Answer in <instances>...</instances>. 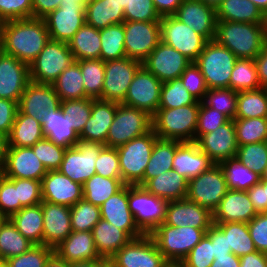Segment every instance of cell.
Returning <instances> with one entry per match:
<instances>
[{
	"mask_svg": "<svg viewBox=\"0 0 267 267\" xmlns=\"http://www.w3.org/2000/svg\"><path fill=\"white\" fill-rule=\"evenodd\" d=\"M4 53L30 65L50 40L44 19L9 20L2 24Z\"/></svg>",
	"mask_w": 267,
	"mask_h": 267,
	"instance_id": "obj_1",
	"label": "cell"
},
{
	"mask_svg": "<svg viewBox=\"0 0 267 267\" xmlns=\"http://www.w3.org/2000/svg\"><path fill=\"white\" fill-rule=\"evenodd\" d=\"M214 40L237 58L254 60L267 42V24L217 20Z\"/></svg>",
	"mask_w": 267,
	"mask_h": 267,
	"instance_id": "obj_2",
	"label": "cell"
},
{
	"mask_svg": "<svg viewBox=\"0 0 267 267\" xmlns=\"http://www.w3.org/2000/svg\"><path fill=\"white\" fill-rule=\"evenodd\" d=\"M200 102L178 108H159L152 116V129L159 139L195 141Z\"/></svg>",
	"mask_w": 267,
	"mask_h": 267,
	"instance_id": "obj_3",
	"label": "cell"
},
{
	"mask_svg": "<svg viewBox=\"0 0 267 267\" xmlns=\"http://www.w3.org/2000/svg\"><path fill=\"white\" fill-rule=\"evenodd\" d=\"M208 230L191 226L173 227L162 223L149 235L154 239L164 258L172 266H178Z\"/></svg>",
	"mask_w": 267,
	"mask_h": 267,
	"instance_id": "obj_4",
	"label": "cell"
},
{
	"mask_svg": "<svg viewBox=\"0 0 267 267\" xmlns=\"http://www.w3.org/2000/svg\"><path fill=\"white\" fill-rule=\"evenodd\" d=\"M157 139L158 136L151 129L148 133L116 147L121 179L125 185L136 186L143 179Z\"/></svg>",
	"mask_w": 267,
	"mask_h": 267,
	"instance_id": "obj_5",
	"label": "cell"
},
{
	"mask_svg": "<svg viewBox=\"0 0 267 267\" xmlns=\"http://www.w3.org/2000/svg\"><path fill=\"white\" fill-rule=\"evenodd\" d=\"M238 58L215 40L208 41L194 62L208 89L229 88L231 73Z\"/></svg>",
	"mask_w": 267,
	"mask_h": 267,
	"instance_id": "obj_6",
	"label": "cell"
},
{
	"mask_svg": "<svg viewBox=\"0 0 267 267\" xmlns=\"http://www.w3.org/2000/svg\"><path fill=\"white\" fill-rule=\"evenodd\" d=\"M151 129L152 116L146 111L119 103L104 146L116 148Z\"/></svg>",
	"mask_w": 267,
	"mask_h": 267,
	"instance_id": "obj_7",
	"label": "cell"
},
{
	"mask_svg": "<svg viewBox=\"0 0 267 267\" xmlns=\"http://www.w3.org/2000/svg\"><path fill=\"white\" fill-rule=\"evenodd\" d=\"M75 62L68 43L49 40L29 65L30 81L53 84L61 72Z\"/></svg>",
	"mask_w": 267,
	"mask_h": 267,
	"instance_id": "obj_8",
	"label": "cell"
},
{
	"mask_svg": "<svg viewBox=\"0 0 267 267\" xmlns=\"http://www.w3.org/2000/svg\"><path fill=\"white\" fill-rule=\"evenodd\" d=\"M228 190L221 166L214 164L188 181L187 199L213 213Z\"/></svg>",
	"mask_w": 267,
	"mask_h": 267,
	"instance_id": "obj_9",
	"label": "cell"
},
{
	"mask_svg": "<svg viewBox=\"0 0 267 267\" xmlns=\"http://www.w3.org/2000/svg\"><path fill=\"white\" fill-rule=\"evenodd\" d=\"M108 260L115 267H172L149 234L132 239Z\"/></svg>",
	"mask_w": 267,
	"mask_h": 267,
	"instance_id": "obj_10",
	"label": "cell"
},
{
	"mask_svg": "<svg viewBox=\"0 0 267 267\" xmlns=\"http://www.w3.org/2000/svg\"><path fill=\"white\" fill-rule=\"evenodd\" d=\"M104 147L100 143L79 140L75 146L66 148L58 170L72 181L83 185L96 174L95 161Z\"/></svg>",
	"mask_w": 267,
	"mask_h": 267,
	"instance_id": "obj_11",
	"label": "cell"
},
{
	"mask_svg": "<svg viewBox=\"0 0 267 267\" xmlns=\"http://www.w3.org/2000/svg\"><path fill=\"white\" fill-rule=\"evenodd\" d=\"M167 201L152 195L143 187L128 185V205L139 228L150 234L165 219Z\"/></svg>",
	"mask_w": 267,
	"mask_h": 267,
	"instance_id": "obj_12",
	"label": "cell"
},
{
	"mask_svg": "<svg viewBox=\"0 0 267 267\" xmlns=\"http://www.w3.org/2000/svg\"><path fill=\"white\" fill-rule=\"evenodd\" d=\"M161 41L195 62L208 42L173 15L162 16L160 21Z\"/></svg>",
	"mask_w": 267,
	"mask_h": 267,
	"instance_id": "obj_13",
	"label": "cell"
},
{
	"mask_svg": "<svg viewBox=\"0 0 267 267\" xmlns=\"http://www.w3.org/2000/svg\"><path fill=\"white\" fill-rule=\"evenodd\" d=\"M161 87L162 82L142 65L135 73L121 103L153 116L159 109Z\"/></svg>",
	"mask_w": 267,
	"mask_h": 267,
	"instance_id": "obj_14",
	"label": "cell"
},
{
	"mask_svg": "<svg viewBox=\"0 0 267 267\" xmlns=\"http://www.w3.org/2000/svg\"><path fill=\"white\" fill-rule=\"evenodd\" d=\"M126 57L143 62L161 42L160 22L124 21Z\"/></svg>",
	"mask_w": 267,
	"mask_h": 267,
	"instance_id": "obj_15",
	"label": "cell"
},
{
	"mask_svg": "<svg viewBox=\"0 0 267 267\" xmlns=\"http://www.w3.org/2000/svg\"><path fill=\"white\" fill-rule=\"evenodd\" d=\"M142 62L128 57L105 61L102 100L121 103Z\"/></svg>",
	"mask_w": 267,
	"mask_h": 267,
	"instance_id": "obj_16",
	"label": "cell"
},
{
	"mask_svg": "<svg viewBox=\"0 0 267 267\" xmlns=\"http://www.w3.org/2000/svg\"><path fill=\"white\" fill-rule=\"evenodd\" d=\"M43 19L51 40L68 43L86 23L85 6L82 3H61Z\"/></svg>",
	"mask_w": 267,
	"mask_h": 267,
	"instance_id": "obj_17",
	"label": "cell"
},
{
	"mask_svg": "<svg viewBox=\"0 0 267 267\" xmlns=\"http://www.w3.org/2000/svg\"><path fill=\"white\" fill-rule=\"evenodd\" d=\"M190 63L182 53L161 41L142 65L163 83L179 79Z\"/></svg>",
	"mask_w": 267,
	"mask_h": 267,
	"instance_id": "obj_18",
	"label": "cell"
},
{
	"mask_svg": "<svg viewBox=\"0 0 267 267\" xmlns=\"http://www.w3.org/2000/svg\"><path fill=\"white\" fill-rule=\"evenodd\" d=\"M195 142L214 164L234 158L238 149L234 121L229 120L214 131L201 135Z\"/></svg>",
	"mask_w": 267,
	"mask_h": 267,
	"instance_id": "obj_19",
	"label": "cell"
},
{
	"mask_svg": "<svg viewBox=\"0 0 267 267\" xmlns=\"http://www.w3.org/2000/svg\"><path fill=\"white\" fill-rule=\"evenodd\" d=\"M163 223L173 227L209 229L213 225V213L187 198L167 201Z\"/></svg>",
	"mask_w": 267,
	"mask_h": 267,
	"instance_id": "obj_20",
	"label": "cell"
},
{
	"mask_svg": "<svg viewBox=\"0 0 267 267\" xmlns=\"http://www.w3.org/2000/svg\"><path fill=\"white\" fill-rule=\"evenodd\" d=\"M61 100L52 84H41L30 81L18 103V110L22 114L37 119L42 124L43 116H47L50 109H59Z\"/></svg>",
	"mask_w": 267,
	"mask_h": 267,
	"instance_id": "obj_21",
	"label": "cell"
},
{
	"mask_svg": "<svg viewBox=\"0 0 267 267\" xmlns=\"http://www.w3.org/2000/svg\"><path fill=\"white\" fill-rule=\"evenodd\" d=\"M29 82V65L3 53L0 56V98L19 103Z\"/></svg>",
	"mask_w": 267,
	"mask_h": 267,
	"instance_id": "obj_22",
	"label": "cell"
},
{
	"mask_svg": "<svg viewBox=\"0 0 267 267\" xmlns=\"http://www.w3.org/2000/svg\"><path fill=\"white\" fill-rule=\"evenodd\" d=\"M173 16L189 26L207 41H212L216 34V9L198 0H183Z\"/></svg>",
	"mask_w": 267,
	"mask_h": 267,
	"instance_id": "obj_23",
	"label": "cell"
},
{
	"mask_svg": "<svg viewBox=\"0 0 267 267\" xmlns=\"http://www.w3.org/2000/svg\"><path fill=\"white\" fill-rule=\"evenodd\" d=\"M101 218L124 230L132 239H137L145 233L137 225L134 215L128 205V185L109 197L100 206Z\"/></svg>",
	"mask_w": 267,
	"mask_h": 267,
	"instance_id": "obj_24",
	"label": "cell"
},
{
	"mask_svg": "<svg viewBox=\"0 0 267 267\" xmlns=\"http://www.w3.org/2000/svg\"><path fill=\"white\" fill-rule=\"evenodd\" d=\"M47 172L31 147H7L5 167L2 172L7 178L42 181Z\"/></svg>",
	"mask_w": 267,
	"mask_h": 267,
	"instance_id": "obj_25",
	"label": "cell"
},
{
	"mask_svg": "<svg viewBox=\"0 0 267 267\" xmlns=\"http://www.w3.org/2000/svg\"><path fill=\"white\" fill-rule=\"evenodd\" d=\"M42 199L54 204L72 207L83 199V187L59 170H50L41 181Z\"/></svg>",
	"mask_w": 267,
	"mask_h": 267,
	"instance_id": "obj_26",
	"label": "cell"
},
{
	"mask_svg": "<svg viewBox=\"0 0 267 267\" xmlns=\"http://www.w3.org/2000/svg\"><path fill=\"white\" fill-rule=\"evenodd\" d=\"M43 245L56 248L72 232L71 208L42 201Z\"/></svg>",
	"mask_w": 267,
	"mask_h": 267,
	"instance_id": "obj_27",
	"label": "cell"
},
{
	"mask_svg": "<svg viewBox=\"0 0 267 267\" xmlns=\"http://www.w3.org/2000/svg\"><path fill=\"white\" fill-rule=\"evenodd\" d=\"M257 214L247 191L229 189L213 211V223H248Z\"/></svg>",
	"mask_w": 267,
	"mask_h": 267,
	"instance_id": "obj_28",
	"label": "cell"
},
{
	"mask_svg": "<svg viewBox=\"0 0 267 267\" xmlns=\"http://www.w3.org/2000/svg\"><path fill=\"white\" fill-rule=\"evenodd\" d=\"M118 102L92 98V110L89 120L79 135V140L105 145L108 130L114 120Z\"/></svg>",
	"mask_w": 267,
	"mask_h": 267,
	"instance_id": "obj_29",
	"label": "cell"
},
{
	"mask_svg": "<svg viewBox=\"0 0 267 267\" xmlns=\"http://www.w3.org/2000/svg\"><path fill=\"white\" fill-rule=\"evenodd\" d=\"M54 253L68 263L103 259L97 252L93 234L90 231H72L63 242L54 248Z\"/></svg>",
	"mask_w": 267,
	"mask_h": 267,
	"instance_id": "obj_30",
	"label": "cell"
},
{
	"mask_svg": "<svg viewBox=\"0 0 267 267\" xmlns=\"http://www.w3.org/2000/svg\"><path fill=\"white\" fill-rule=\"evenodd\" d=\"M173 170L188 181L208 170L214 163L207 154L199 149L197 143L180 142L172 161Z\"/></svg>",
	"mask_w": 267,
	"mask_h": 267,
	"instance_id": "obj_31",
	"label": "cell"
},
{
	"mask_svg": "<svg viewBox=\"0 0 267 267\" xmlns=\"http://www.w3.org/2000/svg\"><path fill=\"white\" fill-rule=\"evenodd\" d=\"M43 132L46 138L64 148L75 146L79 136L74 131L72 122L63 113L62 108L50 109L42 118Z\"/></svg>",
	"mask_w": 267,
	"mask_h": 267,
	"instance_id": "obj_32",
	"label": "cell"
},
{
	"mask_svg": "<svg viewBox=\"0 0 267 267\" xmlns=\"http://www.w3.org/2000/svg\"><path fill=\"white\" fill-rule=\"evenodd\" d=\"M142 187L166 201L186 199L188 194V180L173 169L149 179Z\"/></svg>",
	"mask_w": 267,
	"mask_h": 267,
	"instance_id": "obj_33",
	"label": "cell"
},
{
	"mask_svg": "<svg viewBox=\"0 0 267 267\" xmlns=\"http://www.w3.org/2000/svg\"><path fill=\"white\" fill-rule=\"evenodd\" d=\"M92 234L97 252L103 259H110L132 240L124 230L102 218L93 227Z\"/></svg>",
	"mask_w": 267,
	"mask_h": 267,
	"instance_id": "obj_34",
	"label": "cell"
},
{
	"mask_svg": "<svg viewBox=\"0 0 267 267\" xmlns=\"http://www.w3.org/2000/svg\"><path fill=\"white\" fill-rule=\"evenodd\" d=\"M86 24L98 30L123 23L124 10L119 0H88L85 6Z\"/></svg>",
	"mask_w": 267,
	"mask_h": 267,
	"instance_id": "obj_35",
	"label": "cell"
},
{
	"mask_svg": "<svg viewBox=\"0 0 267 267\" xmlns=\"http://www.w3.org/2000/svg\"><path fill=\"white\" fill-rule=\"evenodd\" d=\"M221 21L267 24V17L250 0H223L216 8Z\"/></svg>",
	"mask_w": 267,
	"mask_h": 267,
	"instance_id": "obj_36",
	"label": "cell"
},
{
	"mask_svg": "<svg viewBox=\"0 0 267 267\" xmlns=\"http://www.w3.org/2000/svg\"><path fill=\"white\" fill-rule=\"evenodd\" d=\"M45 137L41 122L17 110L10 134L7 136L10 147H32Z\"/></svg>",
	"mask_w": 267,
	"mask_h": 267,
	"instance_id": "obj_37",
	"label": "cell"
},
{
	"mask_svg": "<svg viewBox=\"0 0 267 267\" xmlns=\"http://www.w3.org/2000/svg\"><path fill=\"white\" fill-rule=\"evenodd\" d=\"M178 148L177 140L157 139L146 166L143 179L136 185L142 187L149 179L173 169L172 161Z\"/></svg>",
	"mask_w": 267,
	"mask_h": 267,
	"instance_id": "obj_38",
	"label": "cell"
},
{
	"mask_svg": "<svg viewBox=\"0 0 267 267\" xmlns=\"http://www.w3.org/2000/svg\"><path fill=\"white\" fill-rule=\"evenodd\" d=\"M16 229L34 244H43V214L41 204L23 207L9 217Z\"/></svg>",
	"mask_w": 267,
	"mask_h": 267,
	"instance_id": "obj_39",
	"label": "cell"
},
{
	"mask_svg": "<svg viewBox=\"0 0 267 267\" xmlns=\"http://www.w3.org/2000/svg\"><path fill=\"white\" fill-rule=\"evenodd\" d=\"M68 45L75 61L100 59V30L85 23L68 42Z\"/></svg>",
	"mask_w": 267,
	"mask_h": 267,
	"instance_id": "obj_40",
	"label": "cell"
},
{
	"mask_svg": "<svg viewBox=\"0 0 267 267\" xmlns=\"http://www.w3.org/2000/svg\"><path fill=\"white\" fill-rule=\"evenodd\" d=\"M52 85L61 101L89 97L85 93L79 61L64 69Z\"/></svg>",
	"mask_w": 267,
	"mask_h": 267,
	"instance_id": "obj_41",
	"label": "cell"
},
{
	"mask_svg": "<svg viewBox=\"0 0 267 267\" xmlns=\"http://www.w3.org/2000/svg\"><path fill=\"white\" fill-rule=\"evenodd\" d=\"M124 185L121 178H105L101 175L94 174L82 185L83 199L100 207Z\"/></svg>",
	"mask_w": 267,
	"mask_h": 267,
	"instance_id": "obj_42",
	"label": "cell"
},
{
	"mask_svg": "<svg viewBox=\"0 0 267 267\" xmlns=\"http://www.w3.org/2000/svg\"><path fill=\"white\" fill-rule=\"evenodd\" d=\"M267 118V88L240 91L235 118Z\"/></svg>",
	"mask_w": 267,
	"mask_h": 267,
	"instance_id": "obj_43",
	"label": "cell"
},
{
	"mask_svg": "<svg viewBox=\"0 0 267 267\" xmlns=\"http://www.w3.org/2000/svg\"><path fill=\"white\" fill-rule=\"evenodd\" d=\"M223 170L228 189L247 191L260 181V176L240 163L235 157L219 164Z\"/></svg>",
	"mask_w": 267,
	"mask_h": 267,
	"instance_id": "obj_44",
	"label": "cell"
},
{
	"mask_svg": "<svg viewBox=\"0 0 267 267\" xmlns=\"http://www.w3.org/2000/svg\"><path fill=\"white\" fill-rule=\"evenodd\" d=\"M34 245L16 229L9 218L0 225V258L7 260L21 255Z\"/></svg>",
	"mask_w": 267,
	"mask_h": 267,
	"instance_id": "obj_45",
	"label": "cell"
},
{
	"mask_svg": "<svg viewBox=\"0 0 267 267\" xmlns=\"http://www.w3.org/2000/svg\"><path fill=\"white\" fill-rule=\"evenodd\" d=\"M213 224H216L227 235L228 248H231L234 255L241 257L257 251L250 236L248 223L225 222Z\"/></svg>",
	"mask_w": 267,
	"mask_h": 267,
	"instance_id": "obj_46",
	"label": "cell"
},
{
	"mask_svg": "<svg viewBox=\"0 0 267 267\" xmlns=\"http://www.w3.org/2000/svg\"><path fill=\"white\" fill-rule=\"evenodd\" d=\"M102 61L119 60L126 57L124 24H114L100 30Z\"/></svg>",
	"mask_w": 267,
	"mask_h": 267,
	"instance_id": "obj_47",
	"label": "cell"
},
{
	"mask_svg": "<svg viewBox=\"0 0 267 267\" xmlns=\"http://www.w3.org/2000/svg\"><path fill=\"white\" fill-rule=\"evenodd\" d=\"M85 93L93 99L102 100L105 77V62L101 59H84L79 61Z\"/></svg>",
	"mask_w": 267,
	"mask_h": 267,
	"instance_id": "obj_48",
	"label": "cell"
},
{
	"mask_svg": "<svg viewBox=\"0 0 267 267\" xmlns=\"http://www.w3.org/2000/svg\"><path fill=\"white\" fill-rule=\"evenodd\" d=\"M229 88L236 92L256 90L261 88L255 61L238 58L235 62Z\"/></svg>",
	"mask_w": 267,
	"mask_h": 267,
	"instance_id": "obj_49",
	"label": "cell"
},
{
	"mask_svg": "<svg viewBox=\"0 0 267 267\" xmlns=\"http://www.w3.org/2000/svg\"><path fill=\"white\" fill-rule=\"evenodd\" d=\"M233 121L238 146L267 141V118H235Z\"/></svg>",
	"mask_w": 267,
	"mask_h": 267,
	"instance_id": "obj_50",
	"label": "cell"
},
{
	"mask_svg": "<svg viewBox=\"0 0 267 267\" xmlns=\"http://www.w3.org/2000/svg\"><path fill=\"white\" fill-rule=\"evenodd\" d=\"M235 158L262 178L267 167V141L238 146Z\"/></svg>",
	"mask_w": 267,
	"mask_h": 267,
	"instance_id": "obj_51",
	"label": "cell"
},
{
	"mask_svg": "<svg viewBox=\"0 0 267 267\" xmlns=\"http://www.w3.org/2000/svg\"><path fill=\"white\" fill-rule=\"evenodd\" d=\"M197 101L183 86L180 78L162 83L159 108H178Z\"/></svg>",
	"mask_w": 267,
	"mask_h": 267,
	"instance_id": "obj_52",
	"label": "cell"
},
{
	"mask_svg": "<svg viewBox=\"0 0 267 267\" xmlns=\"http://www.w3.org/2000/svg\"><path fill=\"white\" fill-rule=\"evenodd\" d=\"M70 211L72 231H90L101 219L100 207L85 199L74 204Z\"/></svg>",
	"mask_w": 267,
	"mask_h": 267,
	"instance_id": "obj_53",
	"label": "cell"
},
{
	"mask_svg": "<svg viewBox=\"0 0 267 267\" xmlns=\"http://www.w3.org/2000/svg\"><path fill=\"white\" fill-rule=\"evenodd\" d=\"M238 92L231 88L208 89L202 102L226 115L230 120L235 119Z\"/></svg>",
	"mask_w": 267,
	"mask_h": 267,
	"instance_id": "obj_54",
	"label": "cell"
},
{
	"mask_svg": "<svg viewBox=\"0 0 267 267\" xmlns=\"http://www.w3.org/2000/svg\"><path fill=\"white\" fill-rule=\"evenodd\" d=\"M125 21L160 22L153 0H119Z\"/></svg>",
	"mask_w": 267,
	"mask_h": 267,
	"instance_id": "obj_55",
	"label": "cell"
},
{
	"mask_svg": "<svg viewBox=\"0 0 267 267\" xmlns=\"http://www.w3.org/2000/svg\"><path fill=\"white\" fill-rule=\"evenodd\" d=\"M61 108L72 122L74 131L79 136L91 116L92 98L61 101Z\"/></svg>",
	"mask_w": 267,
	"mask_h": 267,
	"instance_id": "obj_56",
	"label": "cell"
},
{
	"mask_svg": "<svg viewBox=\"0 0 267 267\" xmlns=\"http://www.w3.org/2000/svg\"><path fill=\"white\" fill-rule=\"evenodd\" d=\"M31 148L47 171L60 168L66 148L55 144L46 137L37 141Z\"/></svg>",
	"mask_w": 267,
	"mask_h": 267,
	"instance_id": "obj_57",
	"label": "cell"
},
{
	"mask_svg": "<svg viewBox=\"0 0 267 267\" xmlns=\"http://www.w3.org/2000/svg\"><path fill=\"white\" fill-rule=\"evenodd\" d=\"M54 249L43 244H35L27 252L6 260L8 267H45Z\"/></svg>",
	"mask_w": 267,
	"mask_h": 267,
	"instance_id": "obj_58",
	"label": "cell"
},
{
	"mask_svg": "<svg viewBox=\"0 0 267 267\" xmlns=\"http://www.w3.org/2000/svg\"><path fill=\"white\" fill-rule=\"evenodd\" d=\"M213 260V243L205 234L201 241L179 263L178 267H210Z\"/></svg>",
	"mask_w": 267,
	"mask_h": 267,
	"instance_id": "obj_59",
	"label": "cell"
},
{
	"mask_svg": "<svg viewBox=\"0 0 267 267\" xmlns=\"http://www.w3.org/2000/svg\"><path fill=\"white\" fill-rule=\"evenodd\" d=\"M230 119L219 112L208 106H206L202 101L200 102V110L198 114V123L195 132V141L203 134L214 131L218 127L222 126L224 123L228 122Z\"/></svg>",
	"mask_w": 267,
	"mask_h": 267,
	"instance_id": "obj_60",
	"label": "cell"
},
{
	"mask_svg": "<svg viewBox=\"0 0 267 267\" xmlns=\"http://www.w3.org/2000/svg\"><path fill=\"white\" fill-rule=\"evenodd\" d=\"M24 206L18 200V187L4 176L0 175V211L9 218Z\"/></svg>",
	"mask_w": 267,
	"mask_h": 267,
	"instance_id": "obj_61",
	"label": "cell"
},
{
	"mask_svg": "<svg viewBox=\"0 0 267 267\" xmlns=\"http://www.w3.org/2000/svg\"><path fill=\"white\" fill-rule=\"evenodd\" d=\"M18 187V200L24 207L40 204L42 199L41 181L33 179L9 178Z\"/></svg>",
	"mask_w": 267,
	"mask_h": 267,
	"instance_id": "obj_62",
	"label": "cell"
},
{
	"mask_svg": "<svg viewBox=\"0 0 267 267\" xmlns=\"http://www.w3.org/2000/svg\"><path fill=\"white\" fill-rule=\"evenodd\" d=\"M96 174L105 178H121L118 151L113 147H104L95 161Z\"/></svg>",
	"mask_w": 267,
	"mask_h": 267,
	"instance_id": "obj_63",
	"label": "cell"
},
{
	"mask_svg": "<svg viewBox=\"0 0 267 267\" xmlns=\"http://www.w3.org/2000/svg\"><path fill=\"white\" fill-rule=\"evenodd\" d=\"M180 79L187 91L198 101H202L204 99L208 88L206 86L204 76L194 62H191L185 69V71L181 74Z\"/></svg>",
	"mask_w": 267,
	"mask_h": 267,
	"instance_id": "obj_64",
	"label": "cell"
},
{
	"mask_svg": "<svg viewBox=\"0 0 267 267\" xmlns=\"http://www.w3.org/2000/svg\"><path fill=\"white\" fill-rule=\"evenodd\" d=\"M32 18V0H0V19L9 20Z\"/></svg>",
	"mask_w": 267,
	"mask_h": 267,
	"instance_id": "obj_65",
	"label": "cell"
},
{
	"mask_svg": "<svg viewBox=\"0 0 267 267\" xmlns=\"http://www.w3.org/2000/svg\"><path fill=\"white\" fill-rule=\"evenodd\" d=\"M248 229L256 250L267 253V213H258L248 222Z\"/></svg>",
	"mask_w": 267,
	"mask_h": 267,
	"instance_id": "obj_66",
	"label": "cell"
},
{
	"mask_svg": "<svg viewBox=\"0 0 267 267\" xmlns=\"http://www.w3.org/2000/svg\"><path fill=\"white\" fill-rule=\"evenodd\" d=\"M18 110L16 101L0 98V134L8 136Z\"/></svg>",
	"mask_w": 267,
	"mask_h": 267,
	"instance_id": "obj_67",
	"label": "cell"
},
{
	"mask_svg": "<svg viewBox=\"0 0 267 267\" xmlns=\"http://www.w3.org/2000/svg\"><path fill=\"white\" fill-rule=\"evenodd\" d=\"M249 198L257 213H267V180L260 181L247 190Z\"/></svg>",
	"mask_w": 267,
	"mask_h": 267,
	"instance_id": "obj_68",
	"label": "cell"
},
{
	"mask_svg": "<svg viewBox=\"0 0 267 267\" xmlns=\"http://www.w3.org/2000/svg\"><path fill=\"white\" fill-rule=\"evenodd\" d=\"M206 235L211 239L213 243L214 256H222L232 253L231 248H228L227 235L216 225L213 224Z\"/></svg>",
	"mask_w": 267,
	"mask_h": 267,
	"instance_id": "obj_69",
	"label": "cell"
},
{
	"mask_svg": "<svg viewBox=\"0 0 267 267\" xmlns=\"http://www.w3.org/2000/svg\"><path fill=\"white\" fill-rule=\"evenodd\" d=\"M62 0H32V18L43 19L60 7Z\"/></svg>",
	"mask_w": 267,
	"mask_h": 267,
	"instance_id": "obj_70",
	"label": "cell"
},
{
	"mask_svg": "<svg viewBox=\"0 0 267 267\" xmlns=\"http://www.w3.org/2000/svg\"><path fill=\"white\" fill-rule=\"evenodd\" d=\"M254 61L257 67L260 85L263 88H267V42L264 44L262 51L256 56Z\"/></svg>",
	"mask_w": 267,
	"mask_h": 267,
	"instance_id": "obj_71",
	"label": "cell"
},
{
	"mask_svg": "<svg viewBox=\"0 0 267 267\" xmlns=\"http://www.w3.org/2000/svg\"><path fill=\"white\" fill-rule=\"evenodd\" d=\"M240 267H267V253L255 251L241 256Z\"/></svg>",
	"mask_w": 267,
	"mask_h": 267,
	"instance_id": "obj_72",
	"label": "cell"
},
{
	"mask_svg": "<svg viewBox=\"0 0 267 267\" xmlns=\"http://www.w3.org/2000/svg\"><path fill=\"white\" fill-rule=\"evenodd\" d=\"M183 0H153L155 9L162 16L173 15Z\"/></svg>",
	"mask_w": 267,
	"mask_h": 267,
	"instance_id": "obj_73",
	"label": "cell"
},
{
	"mask_svg": "<svg viewBox=\"0 0 267 267\" xmlns=\"http://www.w3.org/2000/svg\"><path fill=\"white\" fill-rule=\"evenodd\" d=\"M210 267H240V257L233 253L214 256V260Z\"/></svg>",
	"mask_w": 267,
	"mask_h": 267,
	"instance_id": "obj_74",
	"label": "cell"
},
{
	"mask_svg": "<svg viewBox=\"0 0 267 267\" xmlns=\"http://www.w3.org/2000/svg\"><path fill=\"white\" fill-rule=\"evenodd\" d=\"M7 147H8L7 136L0 134V173L1 174L5 167Z\"/></svg>",
	"mask_w": 267,
	"mask_h": 267,
	"instance_id": "obj_75",
	"label": "cell"
},
{
	"mask_svg": "<svg viewBox=\"0 0 267 267\" xmlns=\"http://www.w3.org/2000/svg\"><path fill=\"white\" fill-rule=\"evenodd\" d=\"M45 267H70V263L59 258L55 253H53L47 260Z\"/></svg>",
	"mask_w": 267,
	"mask_h": 267,
	"instance_id": "obj_76",
	"label": "cell"
},
{
	"mask_svg": "<svg viewBox=\"0 0 267 267\" xmlns=\"http://www.w3.org/2000/svg\"><path fill=\"white\" fill-rule=\"evenodd\" d=\"M70 267H105V259L70 263Z\"/></svg>",
	"mask_w": 267,
	"mask_h": 267,
	"instance_id": "obj_77",
	"label": "cell"
},
{
	"mask_svg": "<svg viewBox=\"0 0 267 267\" xmlns=\"http://www.w3.org/2000/svg\"><path fill=\"white\" fill-rule=\"evenodd\" d=\"M267 17V0H250Z\"/></svg>",
	"mask_w": 267,
	"mask_h": 267,
	"instance_id": "obj_78",
	"label": "cell"
},
{
	"mask_svg": "<svg viewBox=\"0 0 267 267\" xmlns=\"http://www.w3.org/2000/svg\"><path fill=\"white\" fill-rule=\"evenodd\" d=\"M206 5L212 6L215 9L222 3L223 0H198Z\"/></svg>",
	"mask_w": 267,
	"mask_h": 267,
	"instance_id": "obj_79",
	"label": "cell"
},
{
	"mask_svg": "<svg viewBox=\"0 0 267 267\" xmlns=\"http://www.w3.org/2000/svg\"><path fill=\"white\" fill-rule=\"evenodd\" d=\"M88 0H62L61 3H82L86 6Z\"/></svg>",
	"mask_w": 267,
	"mask_h": 267,
	"instance_id": "obj_80",
	"label": "cell"
}]
</instances>
